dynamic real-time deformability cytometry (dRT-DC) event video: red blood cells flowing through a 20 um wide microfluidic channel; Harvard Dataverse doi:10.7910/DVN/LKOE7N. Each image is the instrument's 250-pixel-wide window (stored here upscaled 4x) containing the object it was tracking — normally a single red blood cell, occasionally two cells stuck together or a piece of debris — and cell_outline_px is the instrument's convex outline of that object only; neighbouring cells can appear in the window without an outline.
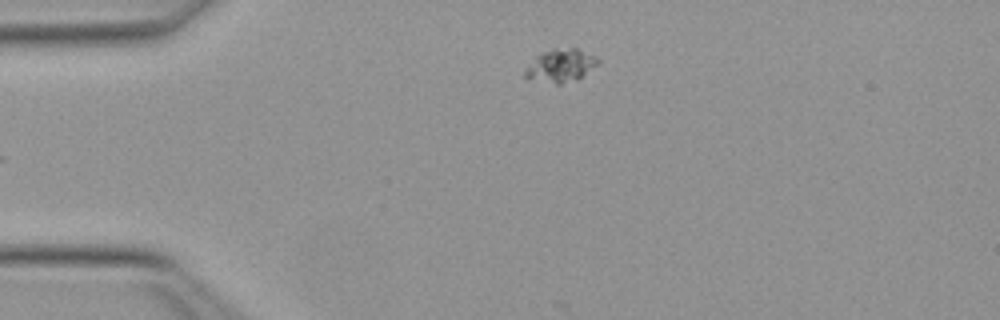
{"species": "Egyptian fruit bat (a non-hibernating species)", "species_latin": "Rousettus aegyptiacus", "temperature_condition": "warm", "stored_images_in_passage": 13, "camera_frame_rate_fps": 3000, "um_per_image_px": 0.085, "animal": {"sex": "female"}, "frame": {"image": 1, "passage_image": 1, "time_ms": 0.0, "image_size_px": [1000, 320], "cell_outline_px": [[600, 60], [596, 64], [576, 80], [560, 84], [556, 84], [528, 80], [524, 76], [524, 68], [540, 52], [552, 48], [576, 48], [596, 56]], "centroid_in_image_um": [47.57, 5.57], "position_along_channel_um": 37.4, "area_um2": 14.16}}